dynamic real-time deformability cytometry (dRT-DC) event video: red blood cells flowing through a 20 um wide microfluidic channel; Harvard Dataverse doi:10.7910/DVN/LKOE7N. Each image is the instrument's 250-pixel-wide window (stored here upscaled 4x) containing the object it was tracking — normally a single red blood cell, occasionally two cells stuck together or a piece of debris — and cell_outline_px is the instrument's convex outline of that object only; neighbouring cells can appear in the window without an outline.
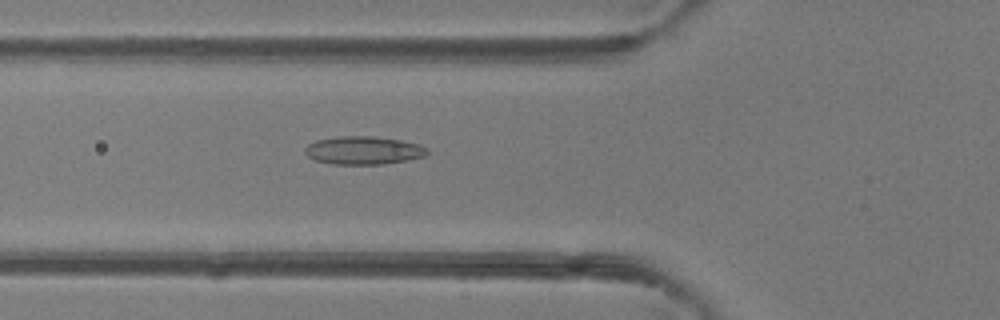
{"species": "common noctule bat (a hibernating species)", "species_latin": "Nyctalus noctula", "temperature_condition": "room temperature", "stored_images_in_passage": 46, "camera_frame_rate_fps": 3000, "um_per_image_px": 0.085, "animal": {"sex": "female"}, "frame": {"image": 1, "passage_image": 15, "time_ms": 4.667, "image_size_px": [1000, 320], "cell_outline_px": [[428, 152], [424, 156], [384, 164], [332, 164], [316, 160], [308, 156], [304, 152], [304, 148], [308, 144], [316, 140], [340, 136], [372, 136], [400, 140], [420, 144], [428, 148]], "centroid_in_image_um": [30.88, 12.77], "position_along_channel_um": 94.9, "area_um2": 19.94}}
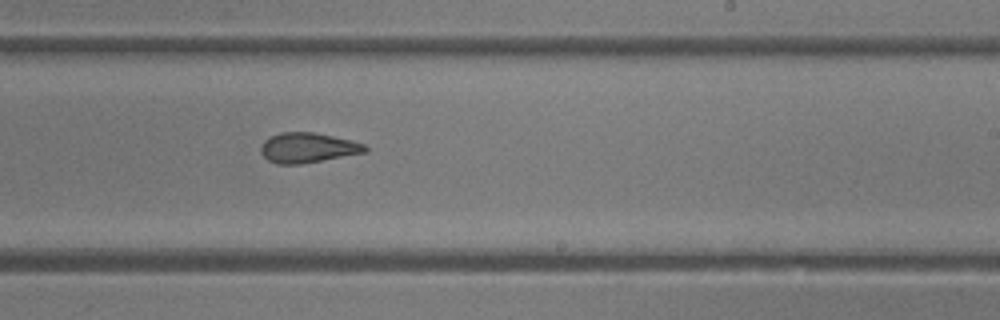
{"frame": {"image": 2, "passage_image": 27, "time_ms": 8.667, "image_size_px": [1000, 320], "cell_outline_px": [[368, 152], [300, 164], [276, 164], [268, 160], [260, 152], [260, 148], [264, 140], [280, 132], [312, 132], [332, 136], [364, 144], [368, 148]], "centroid_in_image_um": [26.14, 12.56], "position_along_channel_um": 262.9, "area_um2": 18.09}}
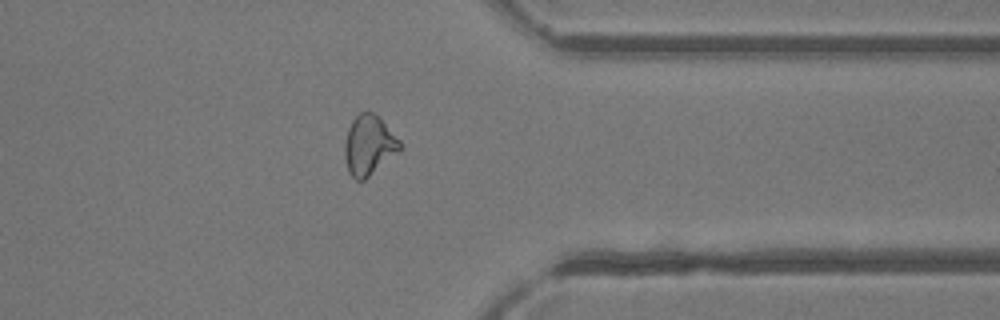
{"frame": {"image": 3, "passage_image": 36, "time_ms": 11.667, "image_size_px": [1000, 320], "cell_outline_px": [[400, 152], [364, 180], [356, 180], [348, 172], [344, 156], [344, 144], [348, 128], [352, 120], [360, 112], [376, 112], [380, 116], [400, 140]], "centroid_in_image_um": [31.36, 12.33], "position_along_channel_um": 380.0, "area_um2": 19.54}, "authors_computed_cell_mechanics": {"area_um2": 19.7387, "velocity_mm_per_s": 4.1895, "shape_relaxation_time_tau1_ms": null, "shape_relaxation_time_tau2_ms": 2.0112, "deformation_change_tau1": null, "deformation_change_tau2": 0.091}}